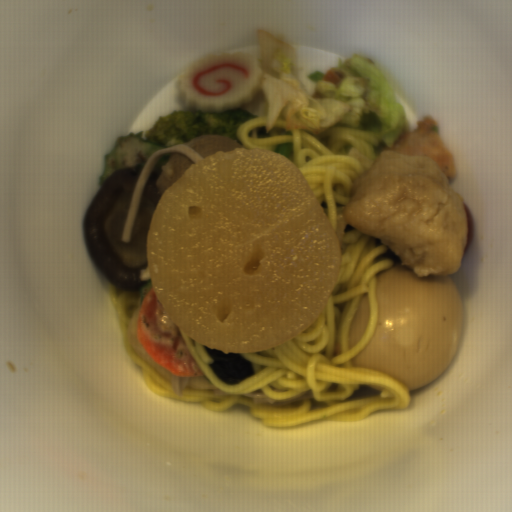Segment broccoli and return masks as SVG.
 I'll list each match as a JSON object with an SVG mask.
<instances>
[{"instance_id": "obj_1", "label": "broccoli", "mask_w": 512, "mask_h": 512, "mask_svg": "<svg viewBox=\"0 0 512 512\" xmlns=\"http://www.w3.org/2000/svg\"><path fill=\"white\" fill-rule=\"evenodd\" d=\"M257 114L243 108H234L222 113H207L198 109H175L159 116L156 123L145 133L150 143L167 148L200 135H221L243 144L238 136L240 124L257 118Z\"/></svg>"}]
</instances>
